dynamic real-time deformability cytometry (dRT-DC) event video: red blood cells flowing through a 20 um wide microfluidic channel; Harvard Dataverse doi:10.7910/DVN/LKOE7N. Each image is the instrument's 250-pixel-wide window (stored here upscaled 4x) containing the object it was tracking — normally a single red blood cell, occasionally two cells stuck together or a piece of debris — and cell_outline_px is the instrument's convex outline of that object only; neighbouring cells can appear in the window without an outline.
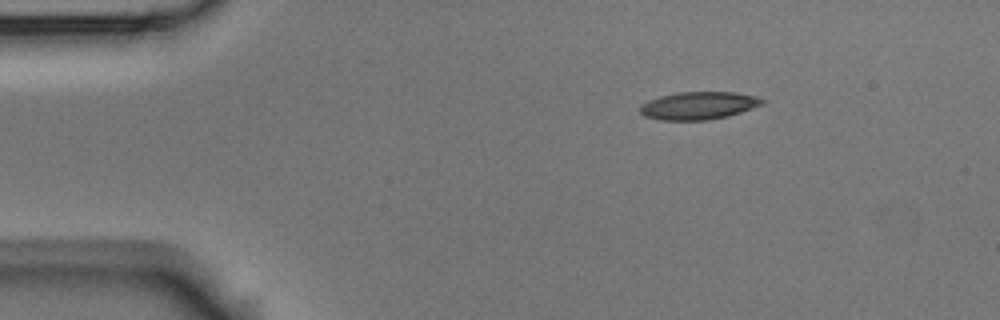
{"species": "Egyptian fruit bat (a non-hibernating species)", "species_latin": "Rousettus aegyptiacus", "temperature_condition": "room temperature", "stored_images_in_passage": 2, "camera_frame_rate_fps": 3000, "um_per_image_px": 0.085, "animal": {"sex": "male"}, "frame": {"image": 1, "passage_image": 1, "time_ms": 0.0, "image_size_px": [1000, 320], "cell_outline_px": [[764, 104], [728, 116], [708, 120], [660, 120], [644, 116], [640, 112], [640, 104], [648, 100], [660, 96], [676, 92], [732, 92], [756, 96], [764, 100]], "centroid_in_image_um": [59.35, 8.97], "position_along_channel_um": 25.7, "area_um2": 19.77}}